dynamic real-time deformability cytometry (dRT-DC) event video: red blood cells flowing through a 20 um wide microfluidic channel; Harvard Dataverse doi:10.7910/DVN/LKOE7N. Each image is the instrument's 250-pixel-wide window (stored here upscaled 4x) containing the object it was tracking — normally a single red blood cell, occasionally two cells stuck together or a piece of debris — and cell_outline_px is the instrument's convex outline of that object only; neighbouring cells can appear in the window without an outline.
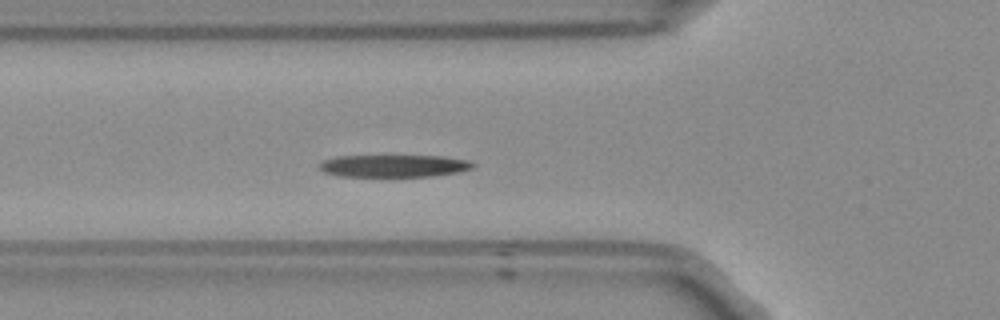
{"species": "Egyptian fruit bat (a non-hibernating species)", "species_latin": "Rousettus aegyptiacus", "temperature_condition": "room temperature", "stored_images_in_passage": 43, "camera_frame_rate_fps": 3000, "um_per_image_px": 0.085, "frame": {"image": 1, "passage_image": 7, "time_ms": 2.0, "image_size_px": [1000, 320], "cell_outline_px": [[476, 164], [472, 168], [460, 172], [432, 176], [336, 176], [324, 172], [316, 168], [316, 164], [324, 160], [336, 156], [444, 156], [468, 160]], "centroid_in_image_um": [33.43, 14.1], "position_along_channel_um": 92.4, "area_um2": 20.17}}
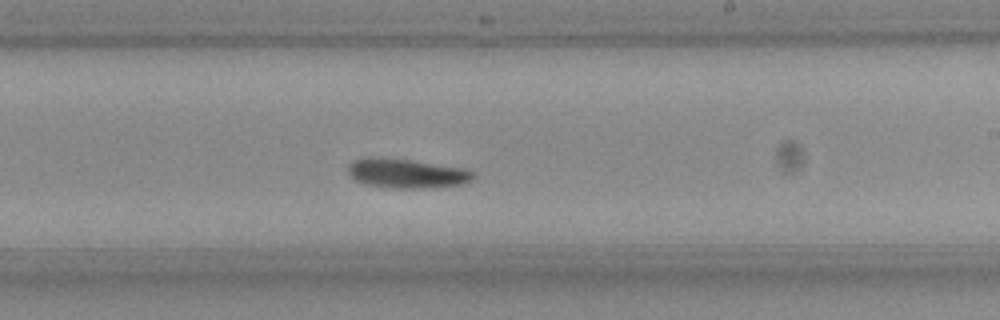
{"frame": {"image": 2, "passage_image": 20, "time_ms": 6.333, "image_size_px": [1000, 320], "cell_outline_px": [[476, 176], [472, 180], [464, 184], [420, 188], [384, 188], [368, 184], [356, 180], [348, 172], [348, 164], [352, 160], [364, 156], [380, 156], [412, 160], [468, 168], [476, 172]], "centroid_in_image_um": [34.58, 14.71], "position_along_channel_um": 254.4, "area_um2": 22.02}}
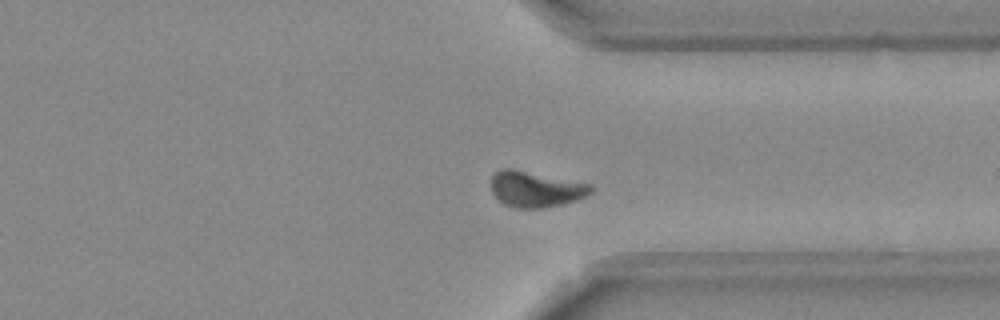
{"frame": {"image": 3, "passage_image": 29, "time_ms": 9.333, "image_size_px": [1000, 320], "cell_outline_px": [[592, 192], [576, 200], [544, 208], [516, 208], [504, 204], [492, 192], [492, 176], [500, 168], [512, 168], [592, 184]], "centroid_in_image_um": [45.52, 16.07], "position_along_channel_um": 365.9, "area_um2": 20.69}, "authors_computed_cell_mechanics": {"area_um2": 20.6924, "velocity_mm_per_s": 3.7395, "shape_relaxation_time_tau1_ms": 2.8799, "shape_relaxation_time_tau2_ms": 7.6684, "deformation_change_tau1": 0.1619, "deformation_change_tau2": 0.0943}}